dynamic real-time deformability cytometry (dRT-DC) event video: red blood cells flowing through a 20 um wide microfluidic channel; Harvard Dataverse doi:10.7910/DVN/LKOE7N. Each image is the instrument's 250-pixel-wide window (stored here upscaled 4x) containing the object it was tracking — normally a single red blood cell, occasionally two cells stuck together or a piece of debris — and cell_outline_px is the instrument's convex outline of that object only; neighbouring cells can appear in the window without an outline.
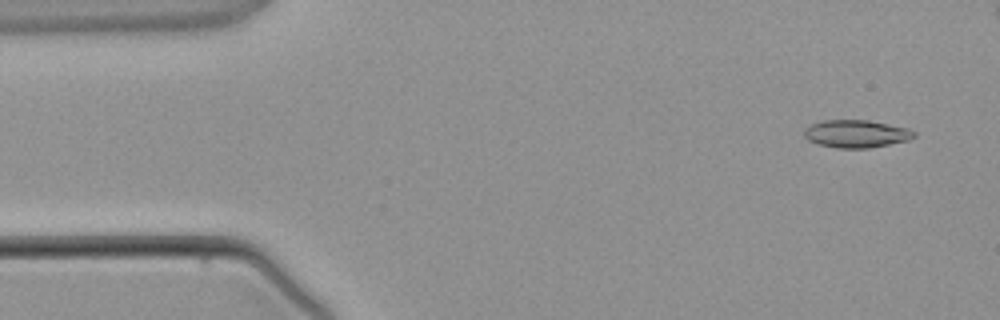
{"species": "common noctule bat (a hibernating species)", "species_latin": "Nyctalus noctula", "temperature_condition": "warm", "stored_images_in_passage": 4, "camera_frame_rate_fps": 3000, "um_per_image_px": 0.085, "animal": {"sex": "male", "body_mass_g": 21.5, "forearm_length_mm": 52.0}, "frame": {"image": 1, "passage_image": 1, "time_ms": 0.0, "image_size_px": [1000, 320], "cell_outline_px": [[916, 136], [908, 140], [868, 148], [836, 148], [816, 144], [808, 140], [804, 136], [804, 128], [812, 124], [824, 120], [868, 120], [908, 128], [916, 132]], "centroid_in_image_um": [72.76, 11.37], "position_along_channel_um": 12.2, "area_um2": 17.74}}